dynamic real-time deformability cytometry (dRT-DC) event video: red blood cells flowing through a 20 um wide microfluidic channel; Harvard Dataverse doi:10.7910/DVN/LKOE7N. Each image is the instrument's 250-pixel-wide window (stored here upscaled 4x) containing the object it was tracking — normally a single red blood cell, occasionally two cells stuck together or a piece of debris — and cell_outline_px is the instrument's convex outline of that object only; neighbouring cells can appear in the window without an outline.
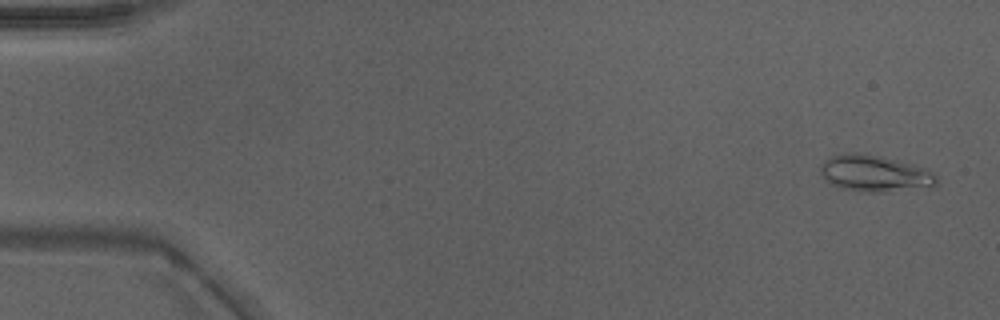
{"species": "Egyptian fruit bat (a non-hibernating species)", "species_latin": "Rousettus aegyptiacus", "temperature_condition": "warm", "stored_images_in_passage": 8, "camera_frame_rate_fps": 3000, "um_per_image_px": 0.085, "animal": {"sex": "male"}, "frame": {"image": 1, "passage_image": 1, "time_ms": 0.0, "image_size_px": [1000, 320], "cell_outline_px": [[936, 184], [932, 188], [880, 192], [860, 192], [840, 188], [832, 184], [820, 172], [820, 164], [824, 160], [832, 156], [852, 152], [860, 152], [880, 156], [916, 164], [928, 168], [936, 176]], "centroid_in_image_um": [74.4, 14.75], "position_along_channel_um": 10.6, "area_um2": 25.09}}